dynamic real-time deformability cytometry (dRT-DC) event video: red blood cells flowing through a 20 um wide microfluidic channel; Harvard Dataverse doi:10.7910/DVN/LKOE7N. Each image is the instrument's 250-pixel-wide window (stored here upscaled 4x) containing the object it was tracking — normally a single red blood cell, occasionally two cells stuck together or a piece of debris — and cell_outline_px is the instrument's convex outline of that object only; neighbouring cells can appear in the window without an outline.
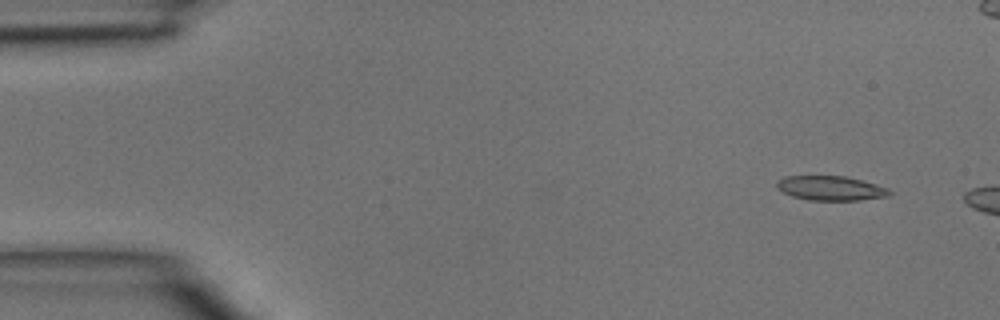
{"species": "common noctule bat (a hibernating species)", "species_latin": "Nyctalus noctula", "temperature_condition": "room temperature", "stored_images_in_passage": 3, "camera_frame_rate_fps": 3000, "um_per_image_px": 0.085, "animal": {"sex": "male", "body_mass_g": 15.6}, "frame": {"image": 1, "passage_image": 1, "time_ms": 0.0, "image_size_px": [1000, 320], "cell_outline_px": [[892, 192], [888, 196], [860, 200], [808, 200], [792, 196], [776, 188], [776, 180], [784, 176], [844, 176], [876, 184], [888, 188]], "centroid_in_image_um": [70.58, 15.99], "position_along_channel_um": 14.4, "area_um2": 16.07}}